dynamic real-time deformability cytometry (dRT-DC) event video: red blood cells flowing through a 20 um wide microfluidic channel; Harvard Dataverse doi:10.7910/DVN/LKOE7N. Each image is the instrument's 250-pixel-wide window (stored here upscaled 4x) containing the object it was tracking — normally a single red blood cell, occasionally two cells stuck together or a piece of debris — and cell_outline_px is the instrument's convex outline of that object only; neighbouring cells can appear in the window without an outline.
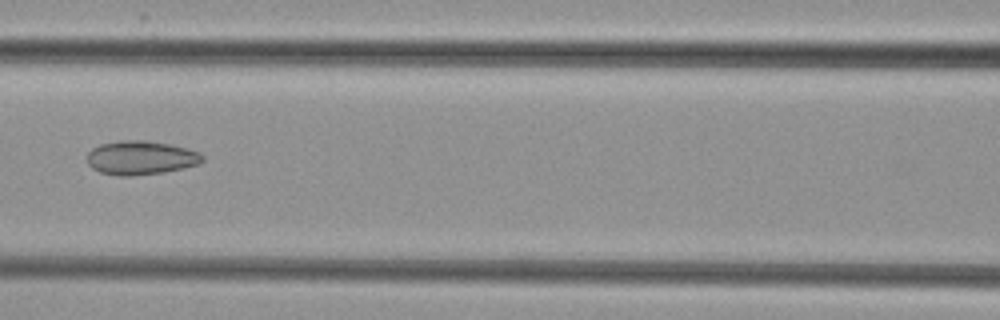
{"species": "common noctule bat (a hibernating species)", "species_latin": "Nyctalus noctula", "temperature_condition": "cold", "stored_images_in_passage": 7, "camera_frame_rate_fps": 3000, "um_per_image_px": 0.085, "animal": {"sex": "female", "body_mass_g": 29.2, "forearm_length_mm": 56.3}, "frame": {"image": 1, "passage_image": 7, "time_ms": 7.0, "image_size_px": [1000, 320], "cell_outline_px": [[204, 160], [196, 164], [164, 172], [132, 176], [120, 176], [100, 172], [92, 168], [88, 164], [88, 152], [92, 148], [100, 144], [120, 140], [148, 140], [188, 148], [200, 152], [204, 156]], "centroid_in_image_um": [11.95, 13.4], "position_along_channel_um": 154.6, "area_um2": 22.77}}